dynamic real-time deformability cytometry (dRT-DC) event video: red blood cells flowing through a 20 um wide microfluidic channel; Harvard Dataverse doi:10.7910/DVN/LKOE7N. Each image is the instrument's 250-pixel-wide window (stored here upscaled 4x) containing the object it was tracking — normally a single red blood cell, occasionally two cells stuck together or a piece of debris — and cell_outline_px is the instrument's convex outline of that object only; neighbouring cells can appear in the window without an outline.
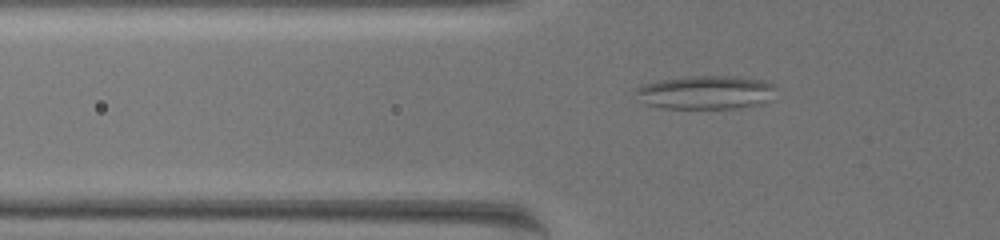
{"species": "common noctule bat (a hibernating species)", "species_latin": "Nyctalus noctula", "temperature_condition": "warm", "stored_images_in_passage": 44, "camera_frame_rate_fps": 3000, "um_per_image_px": 0.085, "animal": {"sex": "female", "body_mass_g": 19.5, "forearm_length_mm": 54.1}, "frame": {"image": 1, "passage_image": 5, "time_ms": 1.333, "image_size_px": [1000, 240], "cell_outline_px": [[776, 88], [772, 100], [760, 104], [736, 108], [660, 108], [648, 104], [636, 92], [636, 88], [644, 84], [660, 80], [688, 76], [732, 76], [760, 80], [772, 84]], "centroid_in_image_um": [60.05, 7.85], "position_along_channel_um": 65.8, "area_um2": 27.17}}
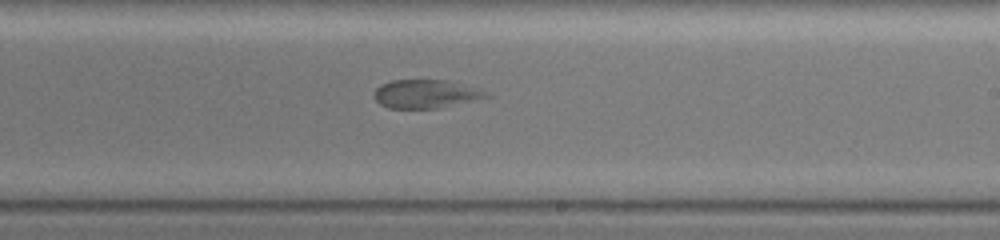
{"frame": {"image": 2, "passage_image": 22, "time_ms": 7.0, "image_size_px": [1000, 240], "cell_outline_px": [[492, 96], [436, 108], [388, 108], [380, 104], [376, 100], [376, 88], [380, 84], [392, 80], [444, 80], [484, 92]], "centroid_in_image_um": [36.09, 7.99], "position_along_channel_um": 252.9, "area_um2": 17.86}}
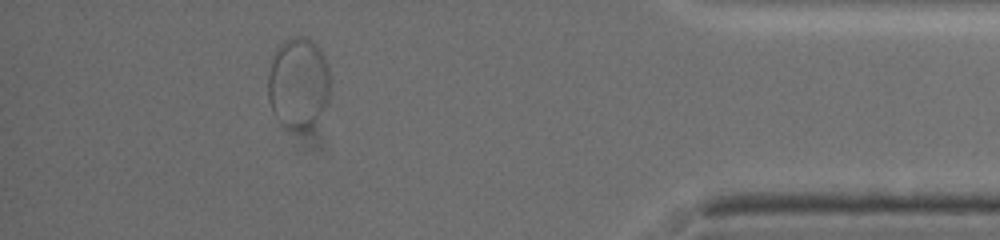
{"frame": {"image": 3, "passage_image": 39, "time_ms": 12.667, "image_size_px": [1000, 240], "cell_outline_px": [[328, 96], [324, 108], [316, 120], [312, 124], [304, 128], [292, 128], [272, 108], [268, 100], [268, 72], [276, 48], [284, 40], [292, 36], [308, 36], [320, 48], [324, 56], [328, 68]], "centroid_in_image_um": [25.35, 6.93], "position_along_channel_um": 409.8, "area_um2": 32.19}}